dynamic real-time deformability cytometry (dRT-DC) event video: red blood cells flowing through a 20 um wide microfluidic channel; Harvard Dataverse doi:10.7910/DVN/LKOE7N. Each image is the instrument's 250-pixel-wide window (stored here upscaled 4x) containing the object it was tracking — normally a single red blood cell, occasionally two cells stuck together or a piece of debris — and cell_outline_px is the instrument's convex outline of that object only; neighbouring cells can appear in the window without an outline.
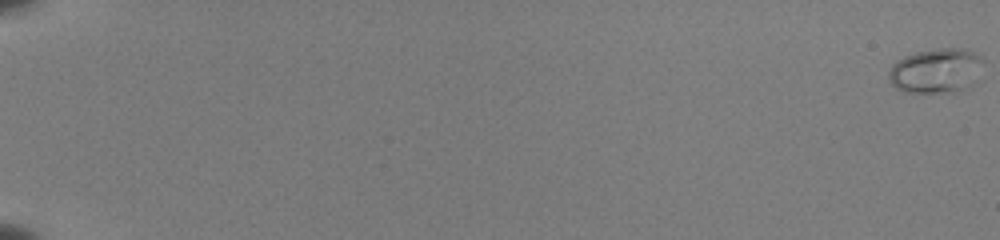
{"species": "common noctule bat (a hibernating species)", "species_latin": "Nyctalus noctula", "temperature_condition": "room temperature", "stored_images_in_passage": 55, "camera_frame_rate_fps": 3000, "um_per_image_px": 0.085, "animal": {"sex": "female", "body_mass_g": 22.0, "forearm_length_mm": 56.7}, "frame": {"image": 1, "passage_image": 1, "time_ms": 0.0, "image_size_px": [1000, 240], "cell_outline_px": [[984, 60], [976, 80], [972, 84], [956, 92], [904, 92], [896, 88], [888, 80], [888, 72], [892, 64], [896, 60], [904, 56], [916, 52], [940, 48], [968, 48], [980, 56]], "centroid_in_image_um": [79.55, 6.0], "position_along_channel_um": 5.4, "area_um2": 24.85}}
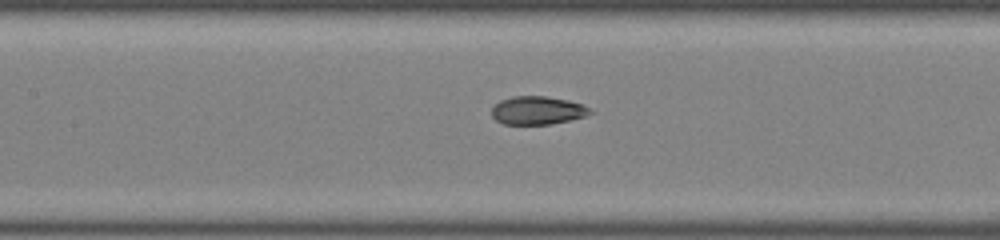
{"frame": {"image": 2, "passage_image": 30, "time_ms": 9.667, "image_size_px": [1000, 240], "cell_outline_px": [[592, 112], [584, 116], [568, 120], [548, 124], [504, 124], [496, 120], [492, 116], [492, 108], [500, 100], [512, 96], [544, 96], [568, 100], [584, 104]], "centroid_in_image_um": [45.66, 9.37], "position_along_channel_um": 161.7, "area_um2": 16.01}}
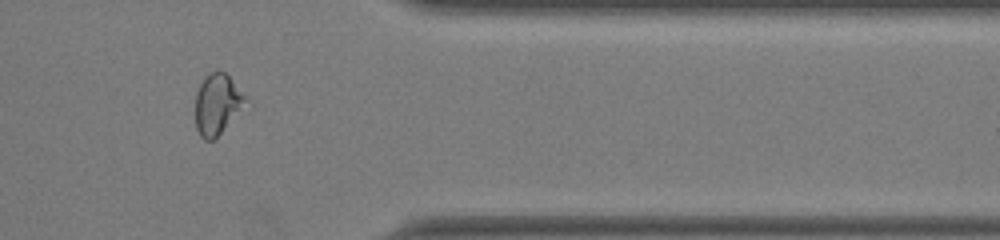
{"frame": {"image": 3, "passage_image": 48, "time_ms": 15.667, "image_size_px": [1000, 240], "cell_outline_px": [[248, 100], [220, 132], [212, 140], [204, 140], [200, 136], [196, 128], [196, 92], [204, 76], [208, 72], [224, 72], [228, 76]], "centroid_in_image_um": [18.41, 8.84], "position_along_channel_um": 393.0, "area_um2": 17.05}, "authors_computed_cell_mechanics": {"area_um2": 17.051, "velocity_mm_per_s": 3.972, "shape_relaxation_time_tau1_ms": 6.48, "shape_relaxation_time_tau2_ms": 0.8288, "deformation_change_tau1": 0.2324, "deformation_change_tau2": 0.0597}}